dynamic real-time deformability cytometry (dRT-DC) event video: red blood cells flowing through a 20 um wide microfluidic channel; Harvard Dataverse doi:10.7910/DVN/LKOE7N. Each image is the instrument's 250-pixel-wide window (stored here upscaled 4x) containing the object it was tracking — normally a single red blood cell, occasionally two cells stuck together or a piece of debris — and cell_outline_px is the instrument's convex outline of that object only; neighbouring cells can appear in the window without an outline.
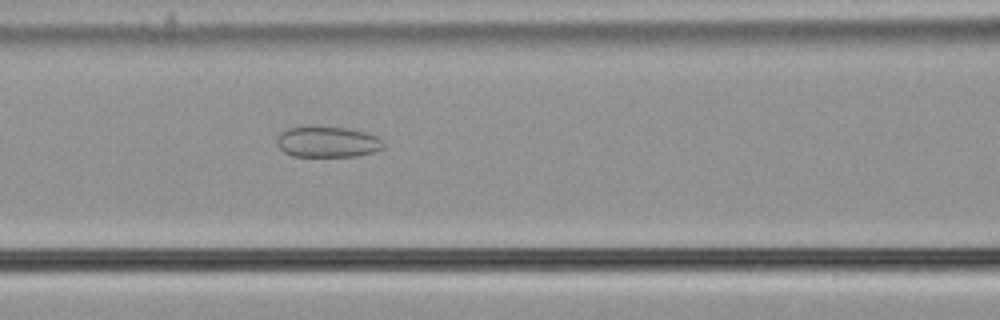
{"species": "common noctule bat (a hibernating species)", "species_latin": "Nyctalus noctula", "temperature_condition": "cold", "stored_images_in_passage": 37, "camera_frame_rate_fps": 3000, "um_per_image_px": 0.085, "animal": {"sex": "male", "body_mass_g": 21.5, "forearm_length_mm": 52.0}, "frame": {"image": 1, "passage_image": 15, "time_ms": 4.667, "image_size_px": [1000, 320], "cell_outline_px": [[384, 148], [372, 152], [356, 156], [292, 156], [284, 152], [276, 144], [276, 136], [280, 132], [288, 128], [308, 124], [344, 128], [368, 132], [384, 140]], "centroid_in_image_um": [27.8, 12.03], "position_along_channel_um": 138.8, "area_um2": 19.77}}
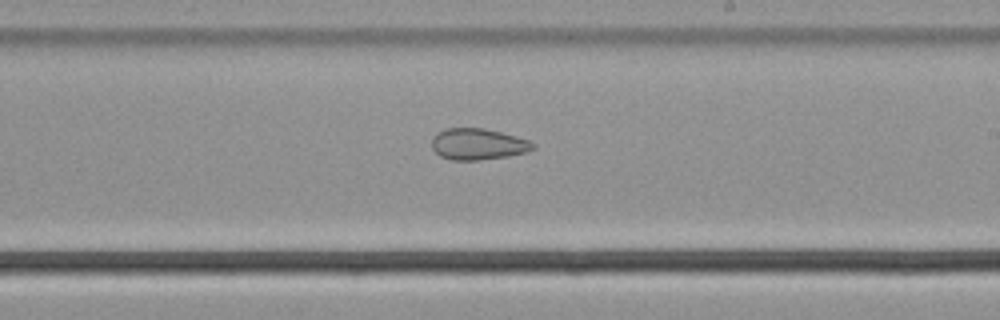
{"frame": {"image": 2, "passage_image": 24, "time_ms": 7.667, "image_size_px": [1000, 320], "cell_outline_px": [[536, 148], [528, 152], [508, 156], [480, 160], [452, 160], [440, 156], [432, 148], [432, 136], [436, 132], [444, 128], [484, 128], [516, 136], [528, 140], [536, 144]], "centroid_in_image_um": [40.63, 12.25], "position_along_channel_um": 248.4, "area_um2": 18.67}}
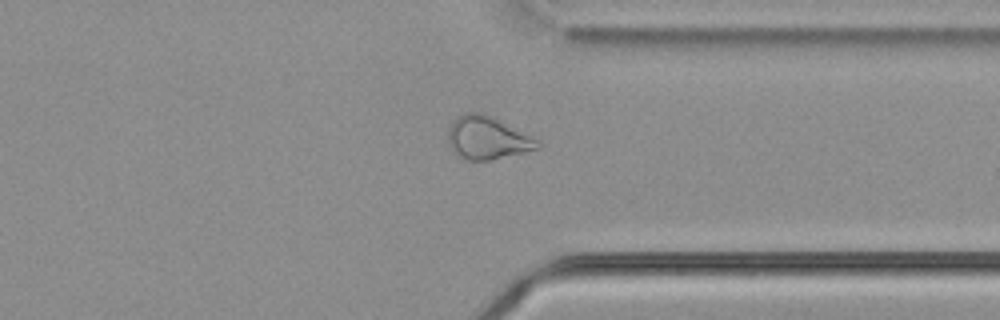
{"frame": {"image": 3, "passage_image": 34, "time_ms": 11.0, "image_size_px": [1000, 320], "cell_outline_px": [[540, 148], [524, 152], [488, 160], [468, 160], [456, 156], [448, 140], [448, 128], [452, 120], [456, 116], [464, 112], [480, 112], [540, 140]], "centroid_in_image_um": [41.38, 11.72], "position_along_channel_um": 370.0, "area_um2": 22.14}}